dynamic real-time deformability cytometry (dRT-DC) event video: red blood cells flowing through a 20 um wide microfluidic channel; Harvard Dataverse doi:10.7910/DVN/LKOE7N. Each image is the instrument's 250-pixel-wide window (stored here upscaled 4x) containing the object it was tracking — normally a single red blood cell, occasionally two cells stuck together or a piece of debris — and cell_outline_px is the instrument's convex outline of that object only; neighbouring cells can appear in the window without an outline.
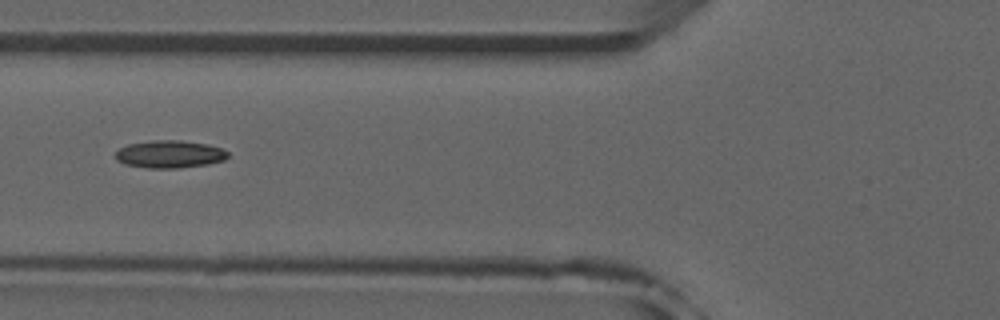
{"species": "common noctule bat (a hibernating species)", "species_latin": "Nyctalus noctula", "temperature_condition": "room temperature", "stored_images_in_passage": 29, "camera_frame_rate_fps": 3000, "um_per_image_px": 0.085, "animal": {"sex": "male", "forearm_length_mm": 52.5}, "frame": {"image": 1, "passage_image": 20, "time_ms": 6.333, "image_size_px": [1000, 320], "cell_outline_px": [[228, 156], [224, 160], [208, 164], [180, 168], [148, 168], [124, 164], [116, 160], [116, 152], [120, 148], [128, 144], [152, 140], [180, 140], [208, 144], [220, 148], [228, 152]], "centroid_in_image_um": [14.41, 13.11], "position_along_channel_um": 111.4, "area_um2": 18.09}}